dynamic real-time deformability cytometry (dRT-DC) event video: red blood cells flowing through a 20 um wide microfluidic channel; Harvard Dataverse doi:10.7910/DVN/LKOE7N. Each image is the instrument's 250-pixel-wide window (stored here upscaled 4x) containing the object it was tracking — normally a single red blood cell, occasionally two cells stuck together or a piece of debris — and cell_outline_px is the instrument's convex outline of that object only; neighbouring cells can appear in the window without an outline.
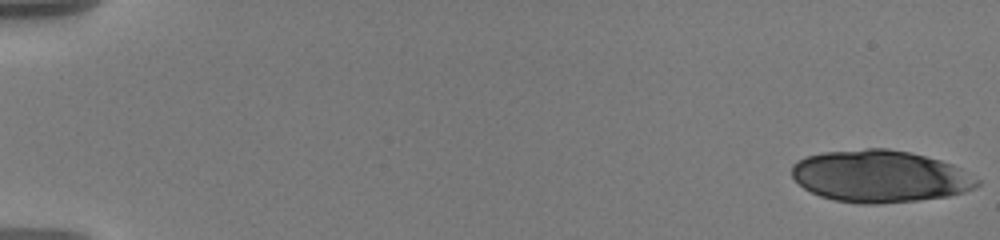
{"species": "human", "species_latin": "Homo sapiens", "temperature_condition": "warm", "stored_images_in_passage": 18, "camera_frame_rate_fps": 3000, "um_per_image_px": 0.085, "donor": {"sex": "male"}, "frame": {"image": 1, "passage_image": 1, "time_ms": 0.0, "image_size_px": [1000, 240], "cell_outline_px": [[980, 184], [976, 188], [964, 192], [948, 196], [916, 200], [880, 204], [856, 204], [836, 200], [820, 196], [804, 188], [792, 176], [792, 164], [808, 156], [824, 152], [868, 148], [888, 148], [908, 152], [940, 160], [952, 164], [960, 168], [980, 180]], "centroid_in_image_um": [74.82, 14.99], "position_along_channel_um": 10.2, "area_um2": 56.12}}
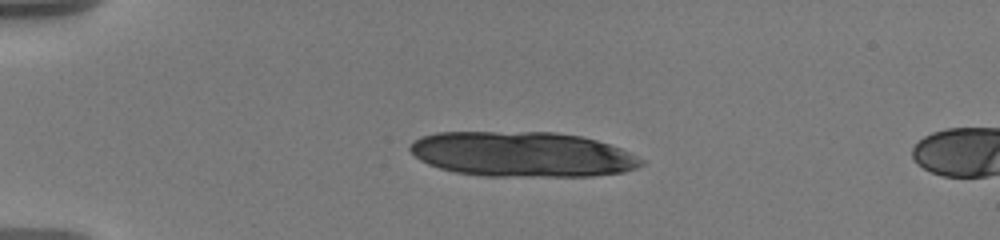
{"frame": {"image": 2, "passage_image": 14, "time_ms": 4.333, "image_size_px": [1000, 240], "cell_outline_px": [[644, 164], [636, 168], [624, 172], [592, 176], [484, 176], [456, 172], [440, 168], [428, 164], [420, 160], [408, 148], [412, 140], [420, 136], [436, 132], [556, 132], [580, 136], [596, 140], [620, 148], [644, 160]], "centroid_in_image_um": [44.37, 13.11], "position_along_channel_um": 40.6, "area_um2": 60.92}}